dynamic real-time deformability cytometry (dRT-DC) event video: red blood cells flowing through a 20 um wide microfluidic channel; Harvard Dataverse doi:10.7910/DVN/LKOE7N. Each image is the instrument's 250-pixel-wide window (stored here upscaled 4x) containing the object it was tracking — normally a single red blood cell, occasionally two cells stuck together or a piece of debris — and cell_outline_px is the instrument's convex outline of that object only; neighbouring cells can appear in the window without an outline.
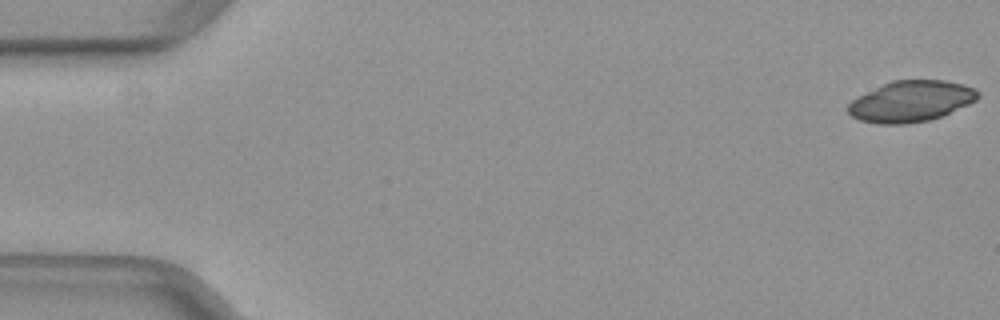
{"species": "common noctule bat (a hibernating species)", "species_latin": "Nyctalus noctula", "temperature_condition": "warm", "stored_images_in_passage": 37, "camera_frame_rate_fps": 3000, "um_per_image_px": 0.085, "animal": {"sex": "female", "body_mass_g": 29.2, "forearm_length_mm": 56.3}, "frame": {"image": 1, "passage_image": 1, "time_ms": 0.0, "image_size_px": [1000, 320], "cell_outline_px": [[980, 96], [976, 100], [968, 104], [940, 116], [928, 120], [908, 124], [880, 124], [860, 120], [852, 116], [844, 108], [852, 100], [892, 80], [944, 80], [964, 84], [980, 92]], "centroid_in_image_um": [77.43, 8.61], "position_along_channel_um": 7.6, "area_um2": 30.75}}